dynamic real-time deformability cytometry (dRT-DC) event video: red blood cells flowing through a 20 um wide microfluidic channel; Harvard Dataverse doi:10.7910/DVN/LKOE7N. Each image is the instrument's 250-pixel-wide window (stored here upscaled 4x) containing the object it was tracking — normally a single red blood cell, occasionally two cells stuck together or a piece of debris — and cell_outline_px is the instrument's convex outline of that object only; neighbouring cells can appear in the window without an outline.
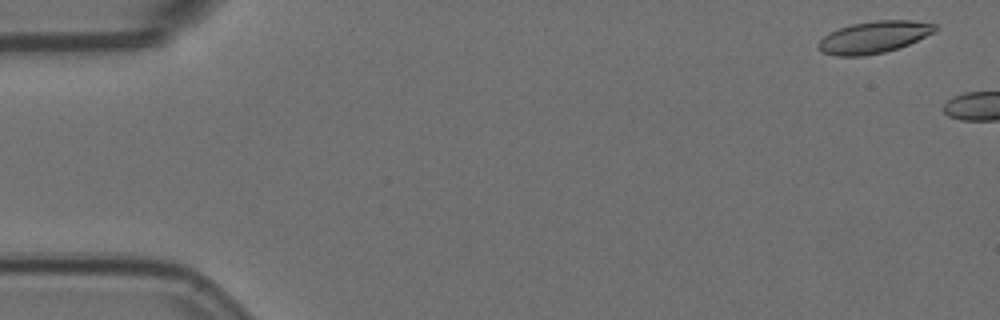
{"species": "Egyptian fruit bat (a non-hibernating species)", "species_latin": "Rousettus aegyptiacus", "temperature_condition": "room temperature", "stored_images_in_passage": 5, "camera_frame_rate_fps": 3000, "um_per_image_px": 0.085, "animal": {"sex": "female"}, "frame": {"image": 1, "passage_image": 2, "time_ms": 0.333, "image_size_px": [1000, 320], "cell_outline_px": [[936, 32], [908, 44], [884, 52], [864, 56], [836, 56], [820, 52], [816, 48], [816, 44], [828, 32], [852, 24], [876, 20], [912, 20], [936, 24]], "centroid_in_image_um": [74.24, 3.16], "position_along_channel_um": 10.8, "area_um2": 21.85}}